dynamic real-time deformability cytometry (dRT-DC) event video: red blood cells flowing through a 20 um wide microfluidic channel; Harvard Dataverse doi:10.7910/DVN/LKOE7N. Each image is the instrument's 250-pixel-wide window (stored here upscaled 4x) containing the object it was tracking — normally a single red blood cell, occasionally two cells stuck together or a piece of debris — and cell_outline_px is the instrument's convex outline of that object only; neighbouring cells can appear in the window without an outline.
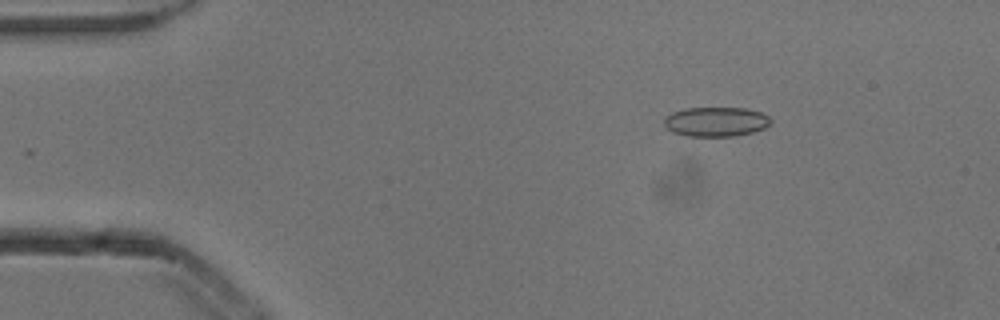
{"species": "common noctule bat (a hibernating species)", "species_latin": "Nyctalus noctula", "temperature_condition": "cold", "stored_images_in_passage": 4, "camera_frame_rate_fps": 3000, "um_per_image_px": 0.085, "animal": {"sex": "male", "body_mass_g": 13.3}, "frame": {"image": 1, "passage_image": 2, "time_ms": 0.333, "image_size_px": [1000, 320], "cell_outline_px": [[772, 120], [764, 128], [752, 132], [736, 136], [684, 136], [672, 132], [664, 124], [664, 116], [672, 112], [684, 108], [744, 108], [760, 112], [768, 116]], "centroid_in_image_um": [60.81, 10.35], "position_along_channel_um": 24.2, "area_um2": 18.38}}
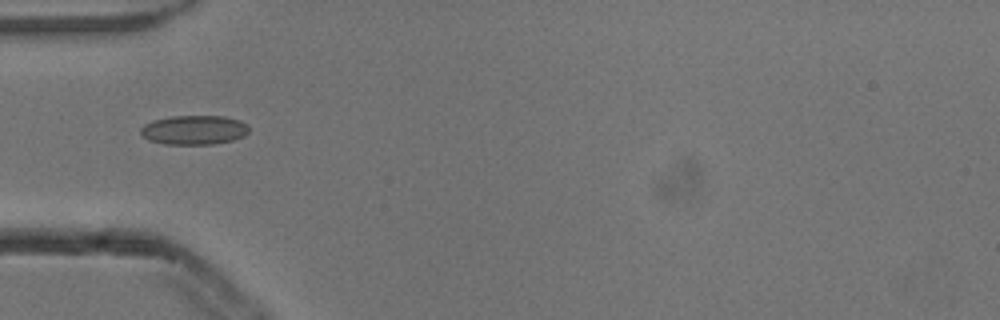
{"frame": {"image": 2, "passage_image": 4, "time_ms": 1.0, "image_size_px": [1000, 320], "cell_outline_px": [[248, 132], [244, 136], [232, 140], [212, 144], [164, 144], [148, 140], [140, 136], [140, 128], [144, 124], [152, 120], [168, 116], [224, 116], [240, 120], [248, 124]], "centroid_in_image_um": [16.46, 11.04], "position_along_channel_um": 68.5, "area_um2": 18.73}}